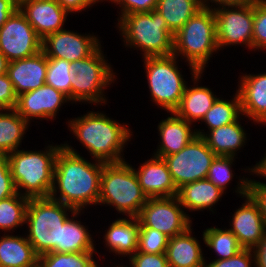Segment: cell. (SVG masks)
Returning a JSON list of instances; mask_svg holds the SVG:
<instances>
[{"instance_id":"obj_1","label":"cell","mask_w":266,"mask_h":267,"mask_svg":"<svg viewBox=\"0 0 266 267\" xmlns=\"http://www.w3.org/2000/svg\"><path fill=\"white\" fill-rule=\"evenodd\" d=\"M94 161L91 163L69 143H64L55 160L53 187L49 197L77 211H83L87 205L98 204L105 162Z\"/></svg>"},{"instance_id":"obj_2","label":"cell","mask_w":266,"mask_h":267,"mask_svg":"<svg viewBox=\"0 0 266 267\" xmlns=\"http://www.w3.org/2000/svg\"><path fill=\"white\" fill-rule=\"evenodd\" d=\"M68 129L92 155L93 159L105 163L125 161L122 152L133 132L127 124L109 118L102 112H87L81 117L70 119ZM128 141V142H127Z\"/></svg>"},{"instance_id":"obj_3","label":"cell","mask_w":266,"mask_h":267,"mask_svg":"<svg viewBox=\"0 0 266 267\" xmlns=\"http://www.w3.org/2000/svg\"><path fill=\"white\" fill-rule=\"evenodd\" d=\"M60 145L43 151L16 150L7 155L12 179L19 194L28 198L49 197L53 187L55 160Z\"/></svg>"},{"instance_id":"obj_4","label":"cell","mask_w":266,"mask_h":267,"mask_svg":"<svg viewBox=\"0 0 266 267\" xmlns=\"http://www.w3.org/2000/svg\"><path fill=\"white\" fill-rule=\"evenodd\" d=\"M212 7L204 6L174 34L173 55L185 58L191 75L204 72L214 52L219 51Z\"/></svg>"},{"instance_id":"obj_5","label":"cell","mask_w":266,"mask_h":267,"mask_svg":"<svg viewBox=\"0 0 266 267\" xmlns=\"http://www.w3.org/2000/svg\"><path fill=\"white\" fill-rule=\"evenodd\" d=\"M117 21L125 46L141 50L142 58L173 54L174 34L156 10L127 14Z\"/></svg>"},{"instance_id":"obj_6","label":"cell","mask_w":266,"mask_h":267,"mask_svg":"<svg viewBox=\"0 0 266 267\" xmlns=\"http://www.w3.org/2000/svg\"><path fill=\"white\" fill-rule=\"evenodd\" d=\"M147 199L132 165L126 161L103 165L98 205L107 204L122 215L138 217Z\"/></svg>"},{"instance_id":"obj_7","label":"cell","mask_w":266,"mask_h":267,"mask_svg":"<svg viewBox=\"0 0 266 267\" xmlns=\"http://www.w3.org/2000/svg\"><path fill=\"white\" fill-rule=\"evenodd\" d=\"M77 210L51 197L30 198L25 224L28 226L27 240L38 256L57 252L60 227Z\"/></svg>"},{"instance_id":"obj_8","label":"cell","mask_w":266,"mask_h":267,"mask_svg":"<svg viewBox=\"0 0 266 267\" xmlns=\"http://www.w3.org/2000/svg\"><path fill=\"white\" fill-rule=\"evenodd\" d=\"M103 53L100 45L90 56L71 62L69 77L73 103L107 104L104 90L114 83L116 73Z\"/></svg>"},{"instance_id":"obj_9","label":"cell","mask_w":266,"mask_h":267,"mask_svg":"<svg viewBox=\"0 0 266 267\" xmlns=\"http://www.w3.org/2000/svg\"><path fill=\"white\" fill-rule=\"evenodd\" d=\"M175 55L144 57L151 101L167 113L174 112L180 104L187 81L177 66ZM177 60V61H176Z\"/></svg>"},{"instance_id":"obj_10","label":"cell","mask_w":266,"mask_h":267,"mask_svg":"<svg viewBox=\"0 0 266 267\" xmlns=\"http://www.w3.org/2000/svg\"><path fill=\"white\" fill-rule=\"evenodd\" d=\"M216 156L201 136H195L181 151L163 159L179 189L184 184L206 179Z\"/></svg>"},{"instance_id":"obj_11","label":"cell","mask_w":266,"mask_h":267,"mask_svg":"<svg viewBox=\"0 0 266 267\" xmlns=\"http://www.w3.org/2000/svg\"><path fill=\"white\" fill-rule=\"evenodd\" d=\"M140 228H152L169 238L185 232L192 226L177 196L148 198L138 216Z\"/></svg>"},{"instance_id":"obj_12","label":"cell","mask_w":266,"mask_h":267,"mask_svg":"<svg viewBox=\"0 0 266 267\" xmlns=\"http://www.w3.org/2000/svg\"><path fill=\"white\" fill-rule=\"evenodd\" d=\"M216 18L217 46L220 49L245 45L252 50L254 4L213 8Z\"/></svg>"},{"instance_id":"obj_13","label":"cell","mask_w":266,"mask_h":267,"mask_svg":"<svg viewBox=\"0 0 266 267\" xmlns=\"http://www.w3.org/2000/svg\"><path fill=\"white\" fill-rule=\"evenodd\" d=\"M249 180L244 176L239 179L235 192L242 196L241 198H245V203L236 209L229 223V230L244 249H254L266 233V224L259 204L249 194Z\"/></svg>"},{"instance_id":"obj_14","label":"cell","mask_w":266,"mask_h":267,"mask_svg":"<svg viewBox=\"0 0 266 267\" xmlns=\"http://www.w3.org/2000/svg\"><path fill=\"white\" fill-rule=\"evenodd\" d=\"M42 50V39L18 8L0 28V52L9 60L31 57Z\"/></svg>"},{"instance_id":"obj_15","label":"cell","mask_w":266,"mask_h":267,"mask_svg":"<svg viewBox=\"0 0 266 267\" xmlns=\"http://www.w3.org/2000/svg\"><path fill=\"white\" fill-rule=\"evenodd\" d=\"M97 37L64 28L42 40V51L47 57L75 62L90 56L101 45Z\"/></svg>"},{"instance_id":"obj_16","label":"cell","mask_w":266,"mask_h":267,"mask_svg":"<svg viewBox=\"0 0 266 267\" xmlns=\"http://www.w3.org/2000/svg\"><path fill=\"white\" fill-rule=\"evenodd\" d=\"M69 101L68 96L63 92L44 84L35 90L17 96L15 110L30 124L32 118L33 120L34 118L53 120L62 104Z\"/></svg>"},{"instance_id":"obj_17","label":"cell","mask_w":266,"mask_h":267,"mask_svg":"<svg viewBox=\"0 0 266 267\" xmlns=\"http://www.w3.org/2000/svg\"><path fill=\"white\" fill-rule=\"evenodd\" d=\"M19 9L42 40L63 30L69 14L56 0H19Z\"/></svg>"},{"instance_id":"obj_18","label":"cell","mask_w":266,"mask_h":267,"mask_svg":"<svg viewBox=\"0 0 266 267\" xmlns=\"http://www.w3.org/2000/svg\"><path fill=\"white\" fill-rule=\"evenodd\" d=\"M134 171L147 198L177 196L178 189L163 158L153 155Z\"/></svg>"},{"instance_id":"obj_19","label":"cell","mask_w":266,"mask_h":267,"mask_svg":"<svg viewBox=\"0 0 266 267\" xmlns=\"http://www.w3.org/2000/svg\"><path fill=\"white\" fill-rule=\"evenodd\" d=\"M46 72L47 56L42 50L31 57L10 61L7 69L17 96L43 86Z\"/></svg>"},{"instance_id":"obj_20","label":"cell","mask_w":266,"mask_h":267,"mask_svg":"<svg viewBox=\"0 0 266 267\" xmlns=\"http://www.w3.org/2000/svg\"><path fill=\"white\" fill-rule=\"evenodd\" d=\"M238 82L241 113L253 123L266 124V73L243 74Z\"/></svg>"},{"instance_id":"obj_21","label":"cell","mask_w":266,"mask_h":267,"mask_svg":"<svg viewBox=\"0 0 266 267\" xmlns=\"http://www.w3.org/2000/svg\"><path fill=\"white\" fill-rule=\"evenodd\" d=\"M158 124L160 142L154 156L164 158L181 151L195 136L196 130L191 123L178 117L174 112Z\"/></svg>"},{"instance_id":"obj_22","label":"cell","mask_w":266,"mask_h":267,"mask_svg":"<svg viewBox=\"0 0 266 267\" xmlns=\"http://www.w3.org/2000/svg\"><path fill=\"white\" fill-rule=\"evenodd\" d=\"M203 76V72H197L192 74V80L194 81V86L185 87L184 94L181 98L180 104L174 113L186 120L187 122L193 124L194 122H200L206 112L212 107L215 101L219 98L212 90L206 86H199L196 84L197 81Z\"/></svg>"},{"instance_id":"obj_23","label":"cell","mask_w":266,"mask_h":267,"mask_svg":"<svg viewBox=\"0 0 266 267\" xmlns=\"http://www.w3.org/2000/svg\"><path fill=\"white\" fill-rule=\"evenodd\" d=\"M140 221L138 217L118 218L108 226L105 247L115 254L130 257L138 247Z\"/></svg>"},{"instance_id":"obj_24","label":"cell","mask_w":266,"mask_h":267,"mask_svg":"<svg viewBox=\"0 0 266 267\" xmlns=\"http://www.w3.org/2000/svg\"><path fill=\"white\" fill-rule=\"evenodd\" d=\"M239 119L240 117L231 124L207 131V133L204 130L196 129V134L205 140L208 147L217 156L236 157V152L246 145L247 140V133Z\"/></svg>"},{"instance_id":"obj_25","label":"cell","mask_w":266,"mask_h":267,"mask_svg":"<svg viewBox=\"0 0 266 267\" xmlns=\"http://www.w3.org/2000/svg\"><path fill=\"white\" fill-rule=\"evenodd\" d=\"M199 240L192 236L189 227L185 232L169 238L166 256L169 267H204L203 256Z\"/></svg>"},{"instance_id":"obj_26","label":"cell","mask_w":266,"mask_h":267,"mask_svg":"<svg viewBox=\"0 0 266 267\" xmlns=\"http://www.w3.org/2000/svg\"><path fill=\"white\" fill-rule=\"evenodd\" d=\"M225 194L207 178L184 184L178 189L177 197L185 210L203 211L207 208L213 212L215 204Z\"/></svg>"},{"instance_id":"obj_27","label":"cell","mask_w":266,"mask_h":267,"mask_svg":"<svg viewBox=\"0 0 266 267\" xmlns=\"http://www.w3.org/2000/svg\"><path fill=\"white\" fill-rule=\"evenodd\" d=\"M39 262L27 237L4 233L0 237V267H31Z\"/></svg>"},{"instance_id":"obj_28","label":"cell","mask_w":266,"mask_h":267,"mask_svg":"<svg viewBox=\"0 0 266 267\" xmlns=\"http://www.w3.org/2000/svg\"><path fill=\"white\" fill-rule=\"evenodd\" d=\"M81 211L72 213L62 227H60L59 244H57V253H79V252H95V244L93 243L90 230L84 226L76 217ZM78 215V216H77ZM76 218V220H75Z\"/></svg>"},{"instance_id":"obj_29","label":"cell","mask_w":266,"mask_h":267,"mask_svg":"<svg viewBox=\"0 0 266 267\" xmlns=\"http://www.w3.org/2000/svg\"><path fill=\"white\" fill-rule=\"evenodd\" d=\"M28 127L15 109H0V155L18 150Z\"/></svg>"},{"instance_id":"obj_30","label":"cell","mask_w":266,"mask_h":267,"mask_svg":"<svg viewBox=\"0 0 266 267\" xmlns=\"http://www.w3.org/2000/svg\"><path fill=\"white\" fill-rule=\"evenodd\" d=\"M203 7L202 0H157L155 10L165 19L168 29L176 34Z\"/></svg>"},{"instance_id":"obj_31","label":"cell","mask_w":266,"mask_h":267,"mask_svg":"<svg viewBox=\"0 0 266 267\" xmlns=\"http://www.w3.org/2000/svg\"><path fill=\"white\" fill-rule=\"evenodd\" d=\"M243 116L241 113L240 97L236 91L234 98L229 100L220 99L215 101L212 107L206 112V115L201 120L205 122L208 130H213L224 125L235 122L239 117Z\"/></svg>"},{"instance_id":"obj_32","label":"cell","mask_w":266,"mask_h":267,"mask_svg":"<svg viewBox=\"0 0 266 267\" xmlns=\"http://www.w3.org/2000/svg\"><path fill=\"white\" fill-rule=\"evenodd\" d=\"M30 198L18 192L0 200V230L6 232L22 227L26 220L27 205Z\"/></svg>"},{"instance_id":"obj_33","label":"cell","mask_w":266,"mask_h":267,"mask_svg":"<svg viewBox=\"0 0 266 267\" xmlns=\"http://www.w3.org/2000/svg\"><path fill=\"white\" fill-rule=\"evenodd\" d=\"M203 241L207 247L213 249L217 259H228L234 257L244 248L239 244L236 236L227 228L211 227L203 232Z\"/></svg>"},{"instance_id":"obj_34","label":"cell","mask_w":266,"mask_h":267,"mask_svg":"<svg viewBox=\"0 0 266 267\" xmlns=\"http://www.w3.org/2000/svg\"><path fill=\"white\" fill-rule=\"evenodd\" d=\"M93 255L94 252H49L39 256V263L42 267H100Z\"/></svg>"},{"instance_id":"obj_35","label":"cell","mask_w":266,"mask_h":267,"mask_svg":"<svg viewBox=\"0 0 266 267\" xmlns=\"http://www.w3.org/2000/svg\"><path fill=\"white\" fill-rule=\"evenodd\" d=\"M70 65L67 60L47 57L45 84L63 92L71 101Z\"/></svg>"},{"instance_id":"obj_36","label":"cell","mask_w":266,"mask_h":267,"mask_svg":"<svg viewBox=\"0 0 266 267\" xmlns=\"http://www.w3.org/2000/svg\"><path fill=\"white\" fill-rule=\"evenodd\" d=\"M169 237L152 228H139L137 251L148 254L166 253Z\"/></svg>"},{"instance_id":"obj_37","label":"cell","mask_w":266,"mask_h":267,"mask_svg":"<svg viewBox=\"0 0 266 267\" xmlns=\"http://www.w3.org/2000/svg\"><path fill=\"white\" fill-rule=\"evenodd\" d=\"M234 160L235 157L231 156H216L209 168L207 179L223 192L234 177L231 170Z\"/></svg>"},{"instance_id":"obj_38","label":"cell","mask_w":266,"mask_h":267,"mask_svg":"<svg viewBox=\"0 0 266 267\" xmlns=\"http://www.w3.org/2000/svg\"><path fill=\"white\" fill-rule=\"evenodd\" d=\"M252 50H266V0L254 4Z\"/></svg>"},{"instance_id":"obj_39","label":"cell","mask_w":266,"mask_h":267,"mask_svg":"<svg viewBox=\"0 0 266 267\" xmlns=\"http://www.w3.org/2000/svg\"><path fill=\"white\" fill-rule=\"evenodd\" d=\"M252 263L255 265L253 249H243L228 259L212 260L209 264L205 261L204 267H252Z\"/></svg>"},{"instance_id":"obj_40","label":"cell","mask_w":266,"mask_h":267,"mask_svg":"<svg viewBox=\"0 0 266 267\" xmlns=\"http://www.w3.org/2000/svg\"><path fill=\"white\" fill-rule=\"evenodd\" d=\"M129 259L131 267H169L166 253L148 254L136 251Z\"/></svg>"},{"instance_id":"obj_41","label":"cell","mask_w":266,"mask_h":267,"mask_svg":"<svg viewBox=\"0 0 266 267\" xmlns=\"http://www.w3.org/2000/svg\"><path fill=\"white\" fill-rule=\"evenodd\" d=\"M17 193L12 179L8 157L0 155V200L6 199Z\"/></svg>"},{"instance_id":"obj_42","label":"cell","mask_w":266,"mask_h":267,"mask_svg":"<svg viewBox=\"0 0 266 267\" xmlns=\"http://www.w3.org/2000/svg\"><path fill=\"white\" fill-rule=\"evenodd\" d=\"M115 3L121 8L120 19L132 13L150 12L156 9L157 0H114Z\"/></svg>"},{"instance_id":"obj_43","label":"cell","mask_w":266,"mask_h":267,"mask_svg":"<svg viewBox=\"0 0 266 267\" xmlns=\"http://www.w3.org/2000/svg\"><path fill=\"white\" fill-rule=\"evenodd\" d=\"M17 95L7 73L0 75V109H15Z\"/></svg>"},{"instance_id":"obj_44","label":"cell","mask_w":266,"mask_h":267,"mask_svg":"<svg viewBox=\"0 0 266 267\" xmlns=\"http://www.w3.org/2000/svg\"><path fill=\"white\" fill-rule=\"evenodd\" d=\"M249 194L259 204L263 220L266 224V183L250 178Z\"/></svg>"},{"instance_id":"obj_45","label":"cell","mask_w":266,"mask_h":267,"mask_svg":"<svg viewBox=\"0 0 266 267\" xmlns=\"http://www.w3.org/2000/svg\"><path fill=\"white\" fill-rule=\"evenodd\" d=\"M68 13H78L89 9L93 4L90 0H56Z\"/></svg>"},{"instance_id":"obj_46","label":"cell","mask_w":266,"mask_h":267,"mask_svg":"<svg viewBox=\"0 0 266 267\" xmlns=\"http://www.w3.org/2000/svg\"><path fill=\"white\" fill-rule=\"evenodd\" d=\"M18 8L19 0H0V28Z\"/></svg>"},{"instance_id":"obj_47","label":"cell","mask_w":266,"mask_h":267,"mask_svg":"<svg viewBox=\"0 0 266 267\" xmlns=\"http://www.w3.org/2000/svg\"><path fill=\"white\" fill-rule=\"evenodd\" d=\"M258 0H205L204 6L210 7V3L212 2L215 4L216 7L219 8L223 6H246L255 4Z\"/></svg>"},{"instance_id":"obj_48","label":"cell","mask_w":266,"mask_h":267,"mask_svg":"<svg viewBox=\"0 0 266 267\" xmlns=\"http://www.w3.org/2000/svg\"><path fill=\"white\" fill-rule=\"evenodd\" d=\"M253 251L255 254V267H266V233Z\"/></svg>"},{"instance_id":"obj_49","label":"cell","mask_w":266,"mask_h":267,"mask_svg":"<svg viewBox=\"0 0 266 267\" xmlns=\"http://www.w3.org/2000/svg\"><path fill=\"white\" fill-rule=\"evenodd\" d=\"M246 170H249L248 172L251 173V175L255 174L266 179V153L264 157L259 162H257L252 168H246L245 172H247Z\"/></svg>"},{"instance_id":"obj_50","label":"cell","mask_w":266,"mask_h":267,"mask_svg":"<svg viewBox=\"0 0 266 267\" xmlns=\"http://www.w3.org/2000/svg\"><path fill=\"white\" fill-rule=\"evenodd\" d=\"M9 60L0 52V75L7 73Z\"/></svg>"},{"instance_id":"obj_51","label":"cell","mask_w":266,"mask_h":267,"mask_svg":"<svg viewBox=\"0 0 266 267\" xmlns=\"http://www.w3.org/2000/svg\"><path fill=\"white\" fill-rule=\"evenodd\" d=\"M90 1H91V3L94 5V4H96V3L103 2V1H108V0H90ZM110 1H111V3H112L114 0H109V3H110Z\"/></svg>"},{"instance_id":"obj_52","label":"cell","mask_w":266,"mask_h":267,"mask_svg":"<svg viewBox=\"0 0 266 267\" xmlns=\"http://www.w3.org/2000/svg\"><path fill=\"white\" fill-rule=\"evenodd\" d=\"M31 267H42V265L39 262H37L35 265H33Z\"/></svg>"},{"instance_id":"obj_53","label":"cell","mask_w":266,"mask_h":267,"mask_svg":"<svg viewBox=\"0 0 266 267\" xmlns=\"http://www.w3.org/2000/svg\"><path fill=\"white\" fill-rule=\"evenodd\" d=\"M124 266H125V265H120V266H119V264H118V266H116V267H124ZM126 267H127V266H126Z\"/></svg>"}]
</instances>
